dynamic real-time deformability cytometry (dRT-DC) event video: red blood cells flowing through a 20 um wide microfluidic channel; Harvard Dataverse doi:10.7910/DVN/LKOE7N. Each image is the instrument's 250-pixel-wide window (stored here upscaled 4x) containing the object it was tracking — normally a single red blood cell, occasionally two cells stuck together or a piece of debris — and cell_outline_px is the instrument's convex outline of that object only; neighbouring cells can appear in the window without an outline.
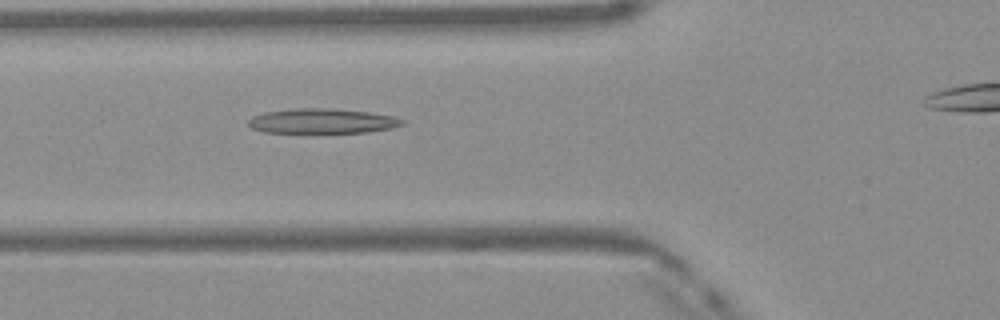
{"species": "Egyptian fruit bat (a non-hibernating species)", "species_latin": "Rousettus aegyptiacus", "temperature_condition": "warm", "stored_images_in_passage": 37, "camera_frame_rate_fps": 3000, "um_per_image_px": 0.085, "frame": {"image": 1, "passage_image": 12, "time_ms": 3.667, "image_size_px": [1000, 320], "cell_outline_px": [[404, 124], [392, 128], [368, 132], [264, 132], [252, 128], [248, 124], [248, 120], [252, 116], [264, 112], [296, 108], [332, 108], [368, 112], [392, 116], [404, 120]], "centroid_in_image_um": [27.38, 10.28], "position_along_channel_um": 98.4, "area_um2": 22.14}}
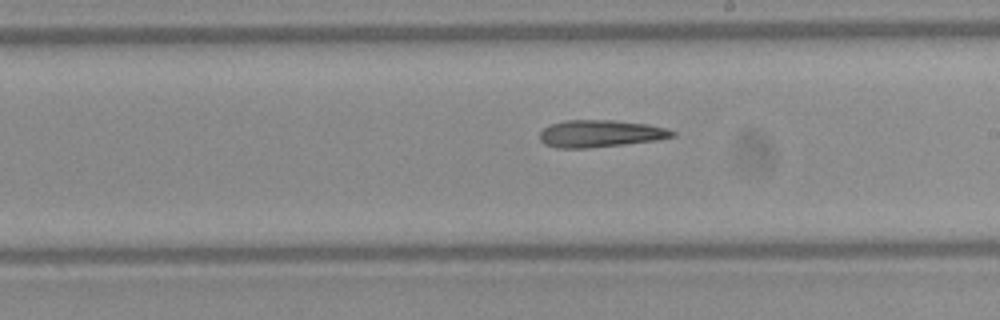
{"frame": {"image": 2, "passage_image": 22, "time_ms": 7.0, "image_size_px": [1000, 320], "cell_outline_px": [[676, 136], [656, 140], [624, 144], [588, 148], [556, 148], [544, 144], [540, 140], [540, 132], [544, 128], [552, 124], [564, 120], [616, 120], [648, 124], [668, 128], [676, 132]], "centroid_in_image_um": [51.04, 11.35], "position_along_channel_um": 238.0, "area_um2": 21.1}}
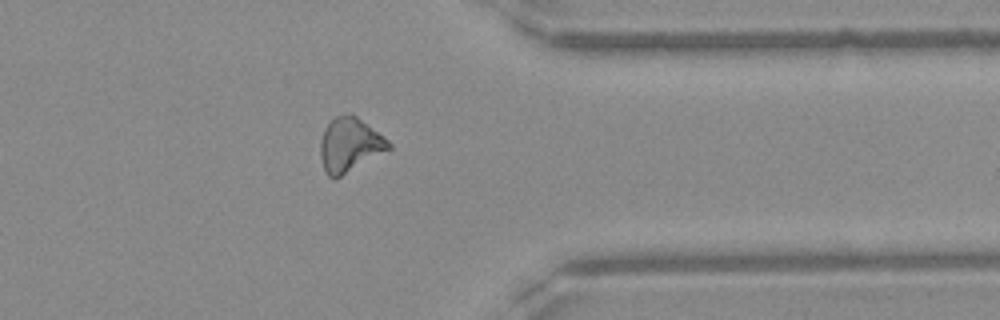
{"frame": {"image": 3, "passage_image": 33, "time_ms": 10.667, "image_size_px": [1000, 320], "cell_outline_px": [[392, 148], [336, 180], [328, 176], [324, 168], [320, 156], [320, 140], [324, 128], [336, 116], [344, 112], [356, 116], [384, 136], [392, 144]], "centroid_in_image_um": [29.72, 12.33], "position_along_channel_um": 381.7, "area_um2": 21.79}}